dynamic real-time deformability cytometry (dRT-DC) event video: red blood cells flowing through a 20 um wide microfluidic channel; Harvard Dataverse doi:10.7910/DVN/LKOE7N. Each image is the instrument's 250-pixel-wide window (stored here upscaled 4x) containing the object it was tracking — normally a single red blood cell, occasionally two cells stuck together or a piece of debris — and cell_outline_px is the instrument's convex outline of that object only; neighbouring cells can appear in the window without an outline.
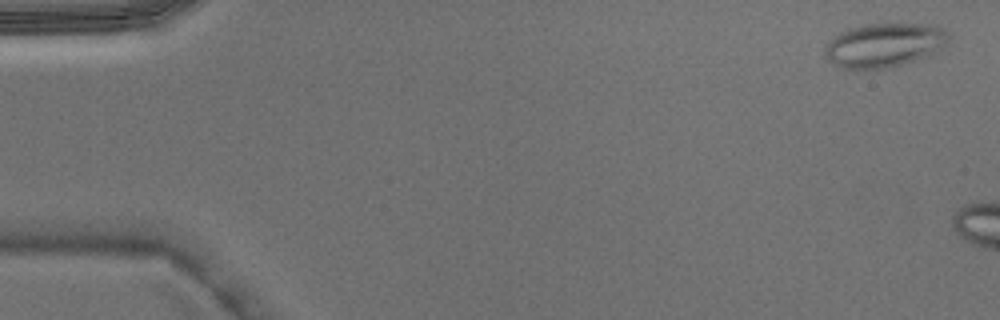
{"species": "Egyptian fruit bat (a non-hibernating species)", "species_latin": "Rousettus aegyptiacus", "temperature_condition": "warm", "stored_images_in_passage": 2, "camera_frame_rate_fps": 3000, "um_per_image_px": 0.085, "animal": {"sex": "male"}, "frame": {"image": 1, "passage_image": 1, "time_ms": 0.0, "image_size_px": [1000, 320], "cell_outline_px": [[952, 36], [944, 44], [928, 56], [888, 68], [840, 68], [828, 60], [824, 56], [824, 48], [828, 40], [840, 32], [860, 24], [940, 24]], "centroid_in_image_um": [75.15, 3.81], "position_along_channel_um": 9.8, "area_um2": 31.91}}